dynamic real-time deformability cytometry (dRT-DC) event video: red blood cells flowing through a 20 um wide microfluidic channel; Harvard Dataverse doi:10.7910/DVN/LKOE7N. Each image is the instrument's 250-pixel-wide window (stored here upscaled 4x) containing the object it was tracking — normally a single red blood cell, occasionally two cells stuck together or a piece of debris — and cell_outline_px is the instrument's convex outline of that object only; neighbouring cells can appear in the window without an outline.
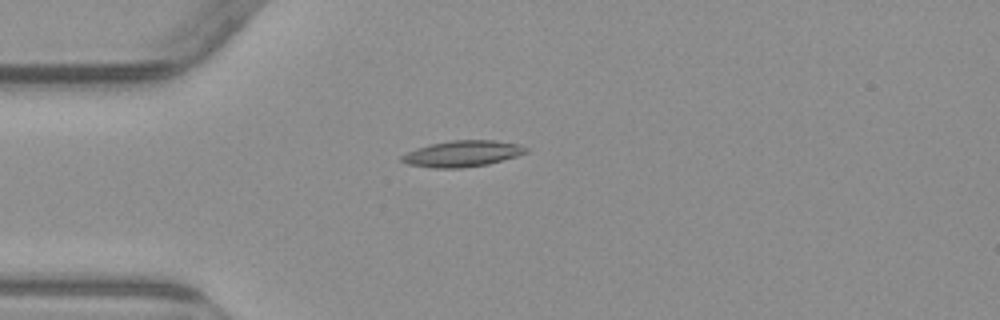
{"species": "common noctule bat (a hibernating species)", "species_latin": "Nyctalus noctula", "temperature_condition": "warm", "stored_images_in_passage": 1, "camera_frame_rate_fps": 3000, "um_per_image_px": 0.085, "animal": {"sex": "male", "body_mass_g": 23.1, "forearm_length_mm": 52.7}, "frame": {"image": 1, "passage_image": 1, "time_ms": 0.0, "image_size_px": [1000, 320], "cell_outline_px": [[528, 152], [516, 156], [488, 164], [460, 168], [432, 168], [408, 164], [400, 160], [400, 156], [416, 148], [432, 144], [452, 140], [496, 140], [520, 144], [528, 148]], "centroid_in_image_um": [39.32, 13.06], "position_along_channel_um": 45.7, "area_um2": 18.9}}